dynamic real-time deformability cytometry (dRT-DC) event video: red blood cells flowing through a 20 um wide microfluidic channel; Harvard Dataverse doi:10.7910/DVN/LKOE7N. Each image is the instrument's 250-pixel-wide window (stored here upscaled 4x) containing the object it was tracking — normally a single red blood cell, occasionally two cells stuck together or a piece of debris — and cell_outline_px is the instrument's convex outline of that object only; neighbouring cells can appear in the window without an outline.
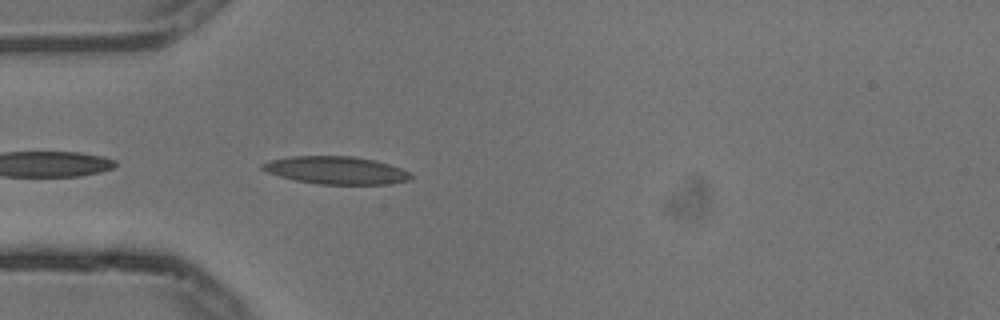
{"species": "common noctule bat (a hibernating species)", "species_latin": "Nyctalus noctula", "temperature_condition": "cold", "stored_images_in_passage": 4, "camera_frame_rate_fps": 3000, "um_per_image_px": 0.085, "animal": {"sex": "male", "body_mass_g": 13.3}, "frame": {"image": 1, "passage_image": 4, "time_ms": 1.0, "image_size_px": [1000, 320], "cell_outline_px": [[412, 180], [388, 184], [316, 184], [296, 180], [280, 176], [268, 172], [260, 168], [260, 164], [268, 160], [292, 156], [352, 156], [376, 160], [412, 172]], "centroid_in_image_um": [28.59, 14.47], "position_along_channel_um": 56.4, "area_um2": 24.1}}